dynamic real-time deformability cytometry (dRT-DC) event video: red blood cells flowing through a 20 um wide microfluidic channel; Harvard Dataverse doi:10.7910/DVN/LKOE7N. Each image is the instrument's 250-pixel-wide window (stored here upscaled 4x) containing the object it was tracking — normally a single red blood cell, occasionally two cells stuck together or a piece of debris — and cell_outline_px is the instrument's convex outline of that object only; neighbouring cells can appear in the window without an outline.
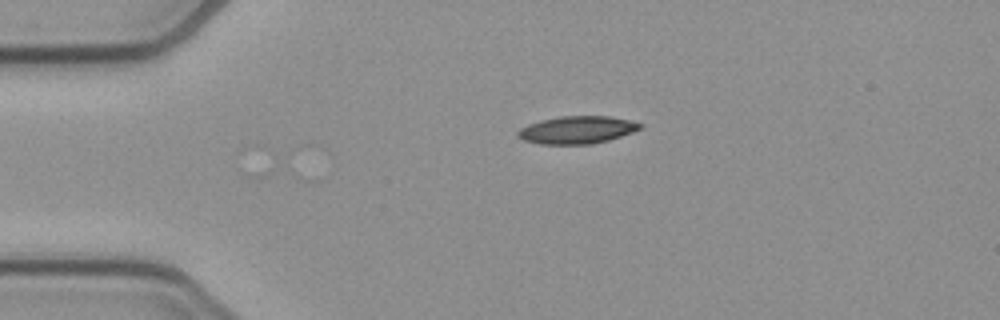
{"species": "common noctule bat (a hibernating species)", "species_latin": "Nyctalus noctula", "temperature_condition": "cold", "stored_images_in_passage": 3, "camera_frame_rate_fps": 3000, "um_per_image_px": 0.085, "animal": {"sex": "female", "body_mass_g": 21.9}, "frame": {"image": 1, "passage_image": 3, "time_ms": 0.667, "image_size_px": [1000, 320], "cell_outline_px": [[644, 124], [640, 128], [632, 132], [608, 140], [592, 144], [540, 144], [524, 140], [516, 136], [516, 132], [520, 128], [528, 124], [540, 120], [560, 116], [608, 116], [628, 120]], "centroid_in_image_um": [49.0, 11.04], "position_along_channel_um": 36.0, "area_um2": 19.59}}